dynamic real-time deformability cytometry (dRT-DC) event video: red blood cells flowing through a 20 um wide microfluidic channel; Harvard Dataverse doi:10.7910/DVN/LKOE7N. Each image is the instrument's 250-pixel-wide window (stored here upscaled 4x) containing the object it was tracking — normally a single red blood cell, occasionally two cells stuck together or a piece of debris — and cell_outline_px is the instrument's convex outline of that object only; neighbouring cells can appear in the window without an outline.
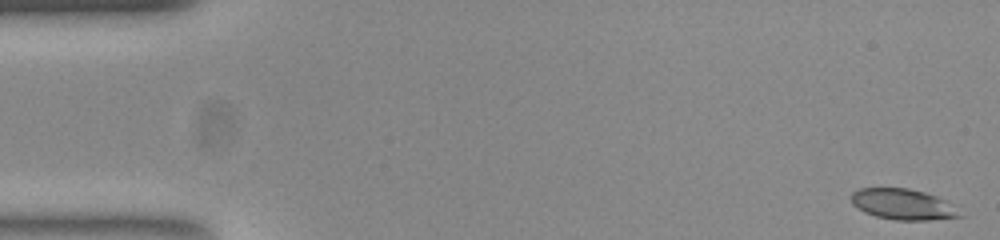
{"species": "common noctule bat (a hibernating species)", "species_latin": "Nyctalus noctula", "temperature_condition": "room temperature", "stored_images_in_passage": 54, "camera_frame_rate_fps": 3000, "um_per_image_px": 0.085, "animal": {"sex": "female", "body_mass_g": 23.0, "forearm_length_mm": 53.4}, "frame": {"image": 1, "passage_image": 1, "time_ms": 0.0, "image_size_px": [1000, 240], "cell_outline_px": [[964, 216], [928, 220], [896, 220], [876, 216], [864, 212], [852, 204], [852, 192], [860, 188], [908, 188], [924, 192], [936, 196], [944, 200]], "centroid_in_image_um": [76.71, 17.36], "position_along_channel_um": 8.3, "area_um2": 19.19}}
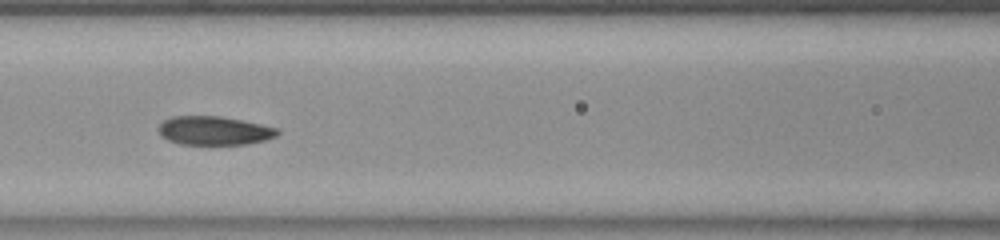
{"frame": {"image": 2, "passage_image": 23, "time_ms": 7.333, "image_size_px": [1000, 240], "cell_outline_px": [[280, 132], [276, 136], [264, 140], [248, 144], [180, 144], [168, 140], [160, 136], [160, 124], [164, 120], [172, 116], [220, 116], [260, 124], [276, 128]], "centroid_in_image_um": [18.19, 11.1], "position_along_channel_um": 148.4, "area_um2": 19.71}}
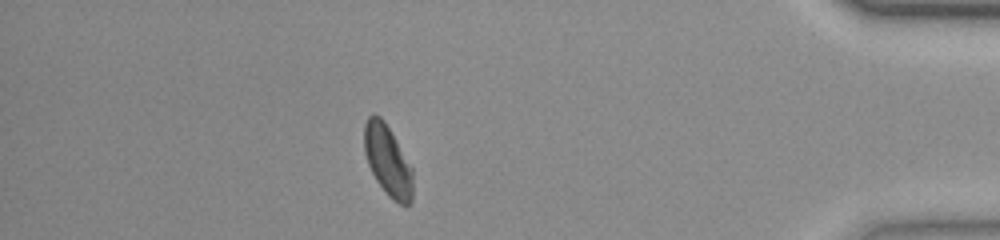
{"frame": {"image": 3, "passage_image": 47, "time_ms": 15.333, "image_size_px": [1000, 240], "cell_outline_px": [[412, 200], [408, 204], [400, 204], [392, 200], [388, 196], [376, 180], [368, 164], [364, 152], [364, 124], [368, 116], [380, 116], [384, 120], [412, 168]], "centroid_in_image_um": [32.94, 13.67], "position_along_channel_um": 402.3, "area_um2": 19.77}, "authors_computed_cell_mechanics": {"area_um2": 20.2011, "velocity_mm_per_s": 3.7626, "shape_relaxation_time_tau1_ms": 5.1918, "shape_relaxation_time_tau2_ms": null, "deformation_change_tau1": 0.1289, "deformation_change_tau2": null}}